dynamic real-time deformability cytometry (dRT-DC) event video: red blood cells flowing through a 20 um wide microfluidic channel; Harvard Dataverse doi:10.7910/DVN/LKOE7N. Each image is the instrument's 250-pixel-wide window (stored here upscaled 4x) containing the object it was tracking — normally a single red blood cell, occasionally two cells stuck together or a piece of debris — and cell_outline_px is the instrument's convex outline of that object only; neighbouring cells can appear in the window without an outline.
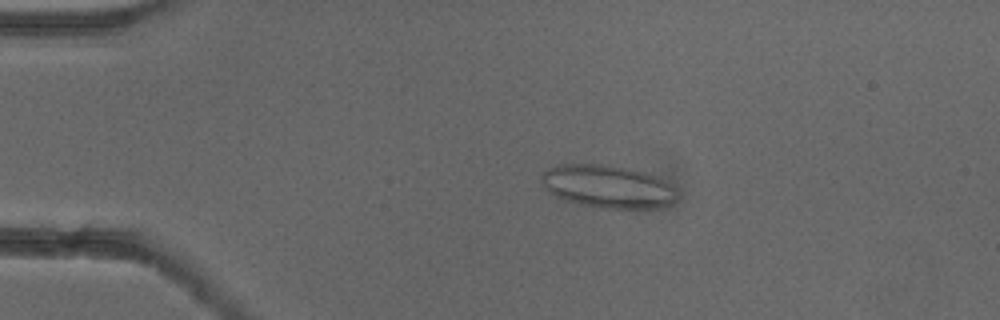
{"species": "common noctule bat (a hibernating species)", "species_latin": "Nyctalus noctula", "temperature_condition": "cold", "stored_images_in_passage": 53, "camera_frame_rate_fps": 3000, "um_per_image_px": 0.085, "animal": {"sex": "female"}, "frame": {"image": 1, "passage_image": 11, "time_ms": 3.333, "image_size_px": [1000, 320], "cell_outline_px": [[680, 196], [676, 200], [668, 204], [656, 208], [600, 208], [580, 204], [564, 200], [556, 196], [540, 180], [540, 176], [548, 168], [556, 164], [604, 164], [628, 168], [644, 172], [668, 180]], "centroid_in_image_um": [51.7, 15.84], "position_along_channel_um": 33.3, "area_um2": 34.04}}
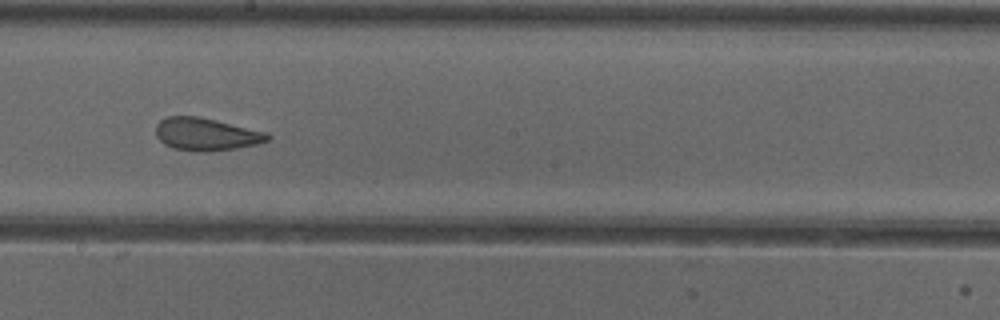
{"frame": {"image": 2, "passage_image": 30, "time_ms": 9.667, "image_size_px": [1000, 320], "cell_outline_px": [[272, 136], [268, 140], [256, 144], [236, 148], [196, 152], [172, 148], [164, 144], [156, 136], [156, 124], [160, 120], [168, 116], [200, 116], [268, 132]], "centroid_in_image_um": [17.52, 11.4], "position_along_channel_um": 230.7, "area_um2": 21.33}}
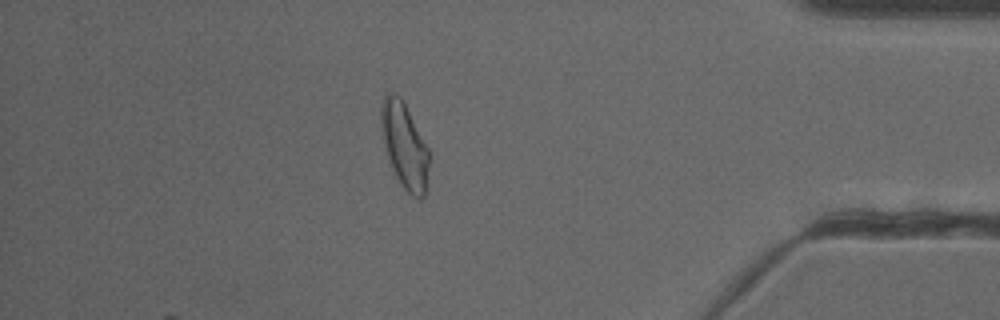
{"frame": {"image": 3, "passage_image": 46, "time_ms": 15.0, "image_size_px": [1000, 320], "cell_outline_px": [[428, 168], [424, 196], [420, 200], [412, 196], [400, 184], [388, 160], [380, 128], [380, 104], [384, 96], [388, 92], [396, 92], [400, 96], [428, 148]], "centroid_in_image_um": [34.34, 12.34], "position_along_channel_um": 400.9, "area_um2": 23.81}, "authors_computed_cell_mechanics": {"area_um2": 24.0448, "velocity_mm_per_s": 3.8956, "shape_relaxation_time_tau1_ms": null, "shape_relaxation_time_tau2_ms": 1.4273, "deformation_change_tau1": null, "deformation_change_tau2": 0.0772}}